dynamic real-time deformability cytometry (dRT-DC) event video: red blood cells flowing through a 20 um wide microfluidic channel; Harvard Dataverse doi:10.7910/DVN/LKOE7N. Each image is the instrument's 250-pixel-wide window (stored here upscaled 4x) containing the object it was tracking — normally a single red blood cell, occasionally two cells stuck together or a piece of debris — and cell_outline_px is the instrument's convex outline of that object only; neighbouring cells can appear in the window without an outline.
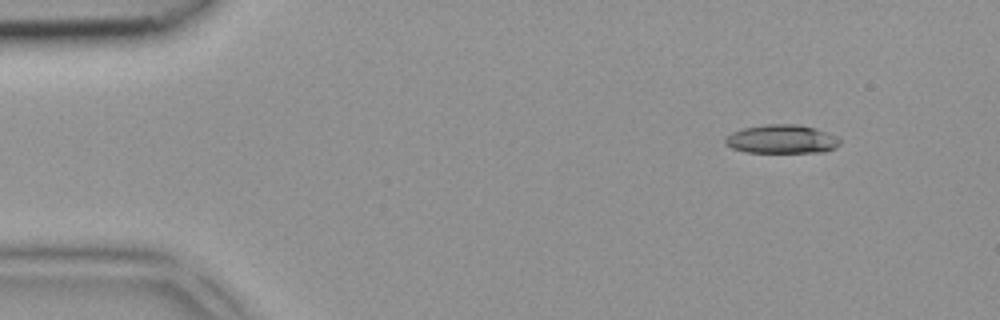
{"species": "common noctule bat (a hibernating species)", "species_latin": "Nyctalus noctula", "temperature_condition": "room temperature", "stored_images_in_passage": 4, "segment_of_instrument_passage": [2, 2], "camera_frame_rate_fps": 3000, "um_per_image_px": 0.085, "animal": {"sex": "female", "body_mass_g": 18.4}, "frame": {"image": 1, "passage_image": 4, "time_ms": 1.0, "image_size_px": [1000, 320], "cell_outline_px": [[840, 144], [836, 148], [824, 152], [744, 152], [732, 148], [724, 144], [724, 140], [732, 132], [744, 128], [764, 124], [796, 124], [816, 128], [836, 136], [840, 140]], "centroid_in_image_um": [66.45, 11.83], "position_along_channel_um": 18.6, "area_um2": 19.25}}